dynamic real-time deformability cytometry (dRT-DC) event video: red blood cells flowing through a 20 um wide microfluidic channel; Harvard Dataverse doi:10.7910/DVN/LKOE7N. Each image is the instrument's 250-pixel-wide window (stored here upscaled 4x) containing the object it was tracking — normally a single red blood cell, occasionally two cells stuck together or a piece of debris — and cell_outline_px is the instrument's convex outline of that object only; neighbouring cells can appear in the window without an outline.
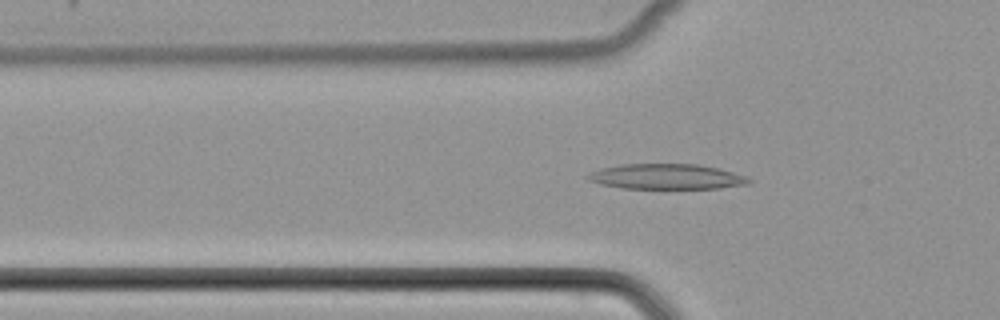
{"species": "common noctule bat (a hibernating species)", "species_latin": "Nyctalus noctula", "temperature_condition": "cold", "stored_images_in_passage": 36, "camera_frame_rate_fps": 3000, "um_per_image_px": 0.085, "animal": {"sex": "female", "body_mass_g": 22.7, "forearm_length_mm": 54.2}, "frame": {"image": 1, "passage_image": 5, "time_ms": 1.333, "image_size_px": [1000, 320], "cell_outline_px": [[752, 180], [748, 184], [720, 188], [620, 188], [600, 184], [588, 180], [584, 176], [592, 172], [604, 168], [620, 164], [700, 164], [720, 168], [744, 176]], "centroid_in_image_um": [56.65, 15.01], "position_along_channel_um": 69.1, "area_um2": 23.64}}
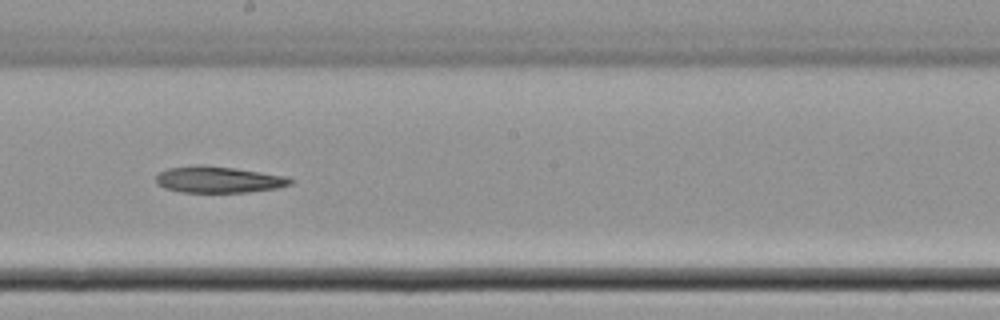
{"frame": {"image": 2, "passage_image": 17, "time_ms": 5.333, "image_size_px": [1000, 320], "cell_outline_px": [[292, 184], [276, 188], [248, 192], [180, 192], [164, 188], [156, 184], [156, 176], [160, 172], [168, 168], [196, 164], [204, 164], [236, 168], [288, 176], [292, 180]], "centroid_in_image_um": [18.55, 15.25], "position_along_channel_um": 229.6, "area_um2": 20.92}}
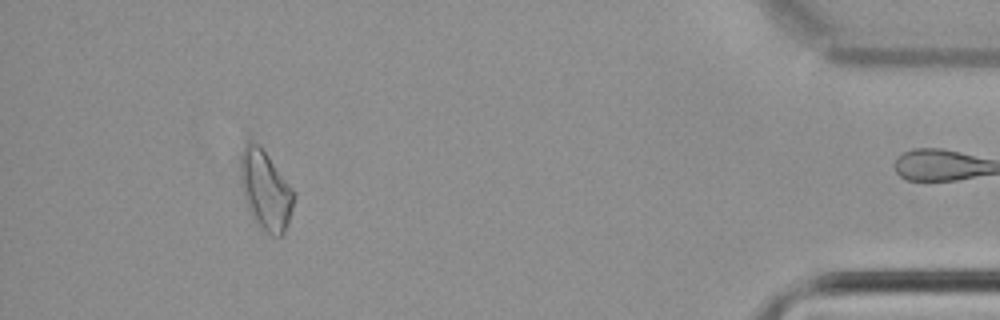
{"frame": {"image": 3, "passage_image": 35, "time_ms": 11.333, "image_size_px": [1000, 320], "cell_outline_px": [[296, 196], [288, 224], [284, 232], [280, 236], [272, 236], [260, 228], [256, 224], [244, 200], [240, 184], [240, 160], [244, 144], [248, 136], [268, 156], [296, 192]], "centroid_in_image_um": [22.56, 16.17], "position_along_channel_um": 412.6, "area_um2": 24.97}}